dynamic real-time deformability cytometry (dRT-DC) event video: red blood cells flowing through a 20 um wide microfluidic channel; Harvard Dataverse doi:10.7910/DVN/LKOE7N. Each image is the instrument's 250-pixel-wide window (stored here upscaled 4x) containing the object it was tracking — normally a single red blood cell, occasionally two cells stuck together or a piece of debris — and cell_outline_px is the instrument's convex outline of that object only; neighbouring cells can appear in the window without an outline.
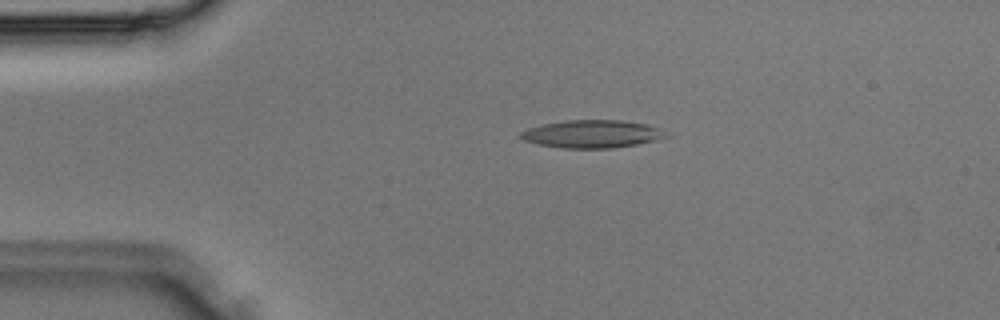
{"species": "Egyptian fruit bat (a non-hibernating species)", "species_latin": "Rousettus aegyptiacus", "temperature_condition": "room temperature", "stored_images_in_passage": 35, "camera_frame_rate_fps": 3000, "um_per_image_px": 0.085, "animal": {"sex": "male"}, "frame": {"image": 1, "passage_image": 7, "time_ms": 2.0, "image_size_px": [1000, 320], "cell_outline_px": [[672, 136], [656, 140], [636, 144], [612, 148], [560, 148], [536, 144], [524, 140], [520, 136], [520, 132], [528, 128], [544, 124], [564, 120], [620, 120], [648, 124], [660, 128]], "centroid_in_image_um": [50.36, 11.38], "position_along_channel_um": 34.6, "area_um2": 23.7}}
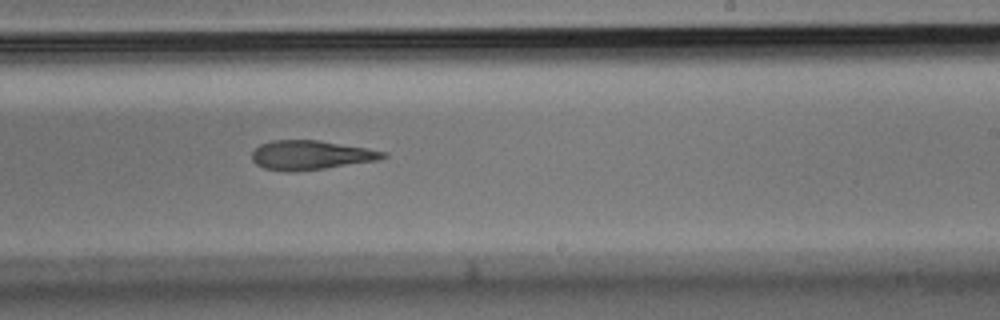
{"frame": {"image": 2, "passage_image": 21, "time_ms": 6.667, "image_size_px": [1000, 320], "cell_outline_px": [[388, 156], [380, 160], [324, 168], [292, 172], [288, 172], [264, 168], [256, 164], [252, 160], [252, 152], [260, 144], [272, 140], [320, 140], [368, 148], [388, 152]], "centroid_in_image_um": [26.44, 13.18], "position_along_channel_um": 262.6, "area_um2": 22.48}}
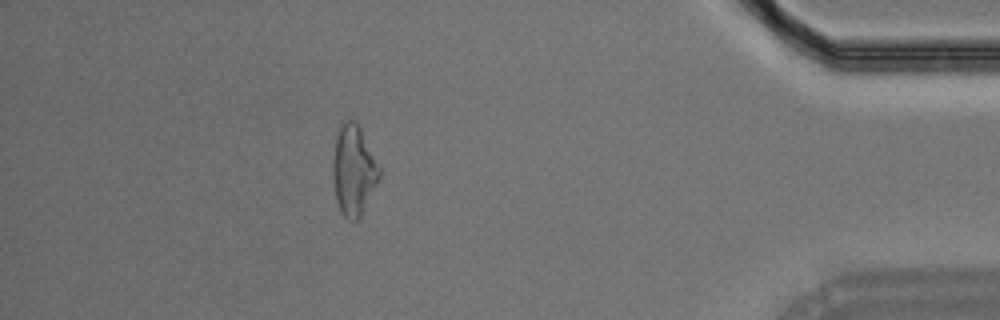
{"frame": {"image": 3, "passage_image": 31, "time_ms": 10.0, "image_size_px": [1000, 320], "cell_outline_px": [[380, 176], [360, 216], [356, 220], [348, 220], [340, 212], [336, 200], [332, 168], [332, 160], [336, 136], [344, 120], [352, 120], [360, 128], [380, 168]], "centroid_in_image_um": [30.03, 14.49], "position_along_channel_um": 405.2, "area_um2": 23.93}}